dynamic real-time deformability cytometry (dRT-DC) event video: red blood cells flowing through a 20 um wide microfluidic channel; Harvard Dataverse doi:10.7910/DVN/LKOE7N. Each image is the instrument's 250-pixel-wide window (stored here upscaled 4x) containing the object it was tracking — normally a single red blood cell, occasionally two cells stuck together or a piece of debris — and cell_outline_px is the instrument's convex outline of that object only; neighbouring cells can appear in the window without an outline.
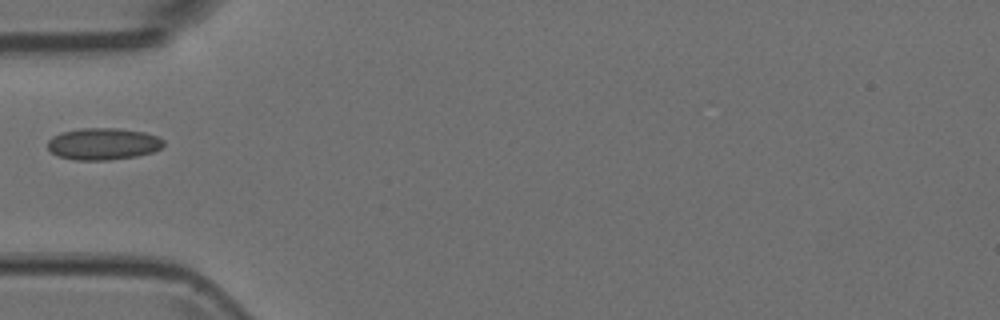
{"species": "Egyptian fruit bat (a non-hibernating species)", "species_latin": "Rousettus aegyptiacus", "temperature_condition": "room temperature", "stored_images_in_passage": 2, "camera_frame_rate_fps": 3000, "um_per_image_px": 0.085, "animal": {"sex": "female"}, "frame": {"image": 1, "passage_image": 1, "time_ms": 0.0, "image_size_px": [1000, 320], "cell_outline_px": [[164, 144], [160, 148], [152, 152], [136, 156], [108, 160], [72, 160], [60, 156], [52, 152], [48, 148], [48, 140], [52, 136], [60, 132], [80, 128], [116, 128], [144, 132], [156, 136], [164, 140]], "centroid_in_image_um": [8.74, 12.22], "position_along_channel_um": 76.3, "area_um2": 21.5}}
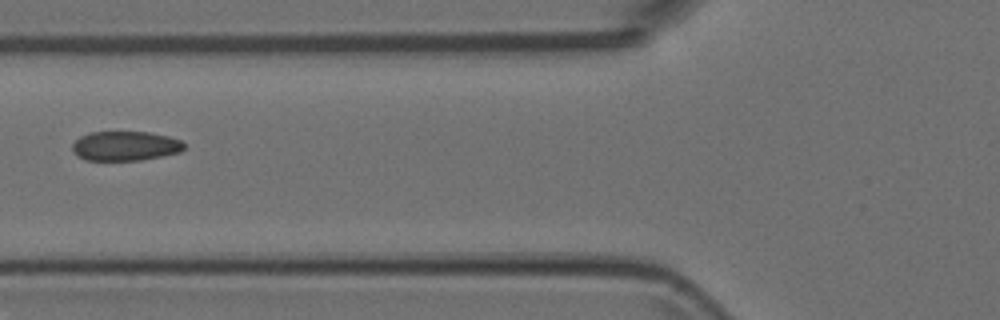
{"frame": {"image": 2, "passage_image": 2, "time_ms": 0.333, "image_size_px": [1000, 320], "cell_outline_px": [[184, 148], [180, 152], [140, 160], [84, 160], [76, 156], [72, 148], [72, 144], [80, 136], [88, 132], [148, 132], [168, 136], [180, 140], [184, 144]], "centroid_in_image_um": [10.61, 12.4], "position_along_channel_um": 115.2, "area_um2": 19.19}}